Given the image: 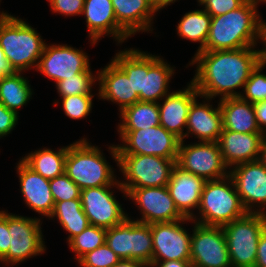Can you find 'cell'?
<instances>
[{
  "label": "cell",
  "instance_id": "obj_1",
  "mask_svg": "<svg viewBox=\"0 0 266 267\" xmlns=\"http://www.w3.org/2000/svg\"><path fill=\"white\" fill-rule=\"evenodd\" d=\"M262 62V49L245 47L234 50L200 51L189 65H195L191 79L201 97L220 99L239 97L251 72ZM235 89V90H234Z\"/></svg>",
  "mask_w": 266,
  "mask_h": 267
},
{
  "label": "cell",
  "instance_id": "obj_2",
  "mask_svg": "<svg viewBox=\"0 0 266 267\" xmlns=\"http://www.w3.org/2000/svg\"><path fill=\"white\" fill-rule=\"evenodd\" d=\"M257 5L246 1L238 9L212 17L202 51L234 50L262 44L263 19Z\"/></svg>",
  "mask_w": 266,
  "mask_h": 267
},
{
  "label": "cell",
  "instance_id": "obj_3",
  "mask_svg": "<svg viewBox=\"0 0 266 267\" xmlns=\"http://www.w3.org/2000/svg\"><path fill=\"white\" fill-rule=\"evenodd\" d=\"M45 44L26 21L0 12V46L15 72H25L32 67L36 70Z\"/></svg>",
  "mask_w": 266,
  "mask_h": 267
},
{
  "label": "cell",
  "instance_id": "obj_4",
  "mask_svg": "<svg viewBox=\"0 0 266 267\" xmlns=\"http://www.w3.org/2000/svg\"><path fill=\"white\" fill-rule=\"evenodd\" d=\"M65 174L81 189L113 185L114 170L98 146L86 138L68 145Z\"/></svg>",
  "mask_w": 266,
  "mask_h": 267
},
{
  "label": "cell",
  "instance_id": "obj_5",
  "mask_svg": "<svg viewBox=\"0 0 266 267\" xmlns=\"http://www.w3.org/2000/svg\"><path fill=\"white\" fill-rule=\"evenodd\" d=\"M198 210L200 217L194 215L193 222L220 227L248 213L230 175L205 182Z\"/></svg>",
  "mask_w": 266,
  "mask_h": 267
},
{
  "label": "cell",
  "instance_id": "obj_6",
  "mask_svg": "<svg viewBox=\"0 0 266 267\" xmlns=\"http://www.w3.org/2000/svg\"><path fill=\"white\" fill-rule=\"evenodd\" d=\"M108 148L125 177L126 181H120V185L126 193L134 188L167 186L170 181L177 159L154 155H118L116 145Z\"/></svg>",
  "mask_w": 266,
  "mask_h": 267
},
{
  "label": "cell",
  "instance_id": "obj_7",
  "mask_svg": "<svg viewBox=\"0 0 266 267\" xmlns=\"http://www.w3.org/2000/svg\"><path fill=\"white\" fill-rule=\"evenodd\" d=\"M222 229L227 240V247L232 267H254L258 240L266 229V214L247 213Z\"/></svg>",
  "mask_w": 266,
  "mask_h": 267
},
{
  "label": "cell",
  "instance_id": "obj_8",
  "mask_svg": "<svg viewBox=\"0 0 266 267\" xmlns=\"http://www.w3.org/2000/svg\"><path fill=\"white\" fill-rule=\"evenodd\" d=\"M117 132L123 143L116 146L118 155H154L177 159L180 139L161 125Z\"/></svg>",
  "mask_w": 266,
  "mask_h": 267
},
{
  "label": "cell",
  "instance_id": "obj_9",
  "mask_svg": "<svg viewBox=\"0 0 266 267\" xmlns=\"http://www.w3.org/2000/svg\"><path fill=\"white\" fill-rule=\"evenodd\" d=\"M41 219L8 213L10 245L8 253L0 260L6 265H16L46 251Z\"/></svg>",
  "mask_w": 266,
  "mask_h": 267
},
{
  "label": "cell",
  "instance_id": "obj_10",
  "mask_svg": "<svg viewBox=\"0 0 266 267\" xmlns=\"http://www.w3.org/2000/svg\"><path fill=\"white\" fill-rule=\"evenodd\" d=\"M180 140L176 165L205 181L229 175L217 142H200L186 145Z\"/></svg>",
  "mask_w": 266,
  "mask_h": 267
},
{
  "label": "cell",
  "instance_id": "obj_11",
  "mask_svg": "<svg viewBox=\"0 0 266 267\" xmlns=\"http://www.w3.org/2000/svg\"><path fill=\"white\" fill-rule=\"evenodd\" d=\"M111 187L118 188L124 194L123 197L127 195L119 180L110 186L81 190L82 208L90 225L109 229L121 224L128 217V214L122 208V204L119 203L113 191H111Z\"/></svg>",
  "mask_w": 266,
  "mask_h": 267
},
{
  "label": "cell",
  "instance_id": "obj_12",
  "mask_svg": "<svg viewBox=\"0 0 266 267\" xmlns=\"http://www.w3.org/2000/svg\"><path fill=\"white\" fill-rule=\"evenodd\" d=\"M192 223L195 224L191 235L192 267H232L222 227Z\"/></svg>",
  "mask_w": 266,
  "mask_h": 267
},
{
  "label": "cell",
  "instance_id": "obj_13",
  "mask_svg": "<svg viewBox=\"0 0 266 267\" xmlns=\"http://www.w3.org/2000/svg\"><path fill=\"white\" fill-rule=\"evenodd\" d=\"M86 54L67 44H45L36 71L55 83L82 72H92Z\"/></svg>",
  "mask_w": 266,
  "mask_h": 267
},
{
  "label": "cell",
  "instance_id": "obj_14",
  "mask_svg": "<svg viewBox=\"0 0 266 267\" xmlns=\"http://www.w3.org/2000/svg\"><path fill=\"white\" fill-rule=\"evenodd\" d=\"M191 221L193 220L184 218L178 221L151 224L152 266L160 261L190 260L191 234L182 227V224Z\"/></svg>",
  "mask_w": 266,
  "mask_h": 267
},
{
  "label": "cell",
  "instance_id": "obj_15",
  "mask_svg": "<svg viewBox=\"0 0 266 267\" xmlns=\"http://www.w3.org/2000/svg\"><path fill=\"white\" fill-rule=\"evenodd\" d=\"M229 175L245 210L266 214V167L259 160L241 163L231 168Z\"/></svg>",
  "mask_w": 266,
  "mask_h": 267
},
{
  "label": "cell",
  "instance_id": "obj_16",
  "mask_svg": "<svg viewBox=\"0 0 266 267\" xmlns=\"http://www.w3.org/2000/svg\"><path fill=\"white\" fill-rule=\"evenodd\" d=\"M131 199L142 213L140 223L154 224L182 220L167 186L131 189L125 198Z\"/></svg>",
  "mask_w": 266,
  "mask_h": 267
},
{
  "label": "cell",
  "instance_id": "obj_17",
  "mask_svg": "<svg viewBox=\"0 0 266 267\" xmlns=\"http://www.w3.org/2000/svg\"><path fill=\"white\" fill-rule=\"evenodd\" d=\"M82 15H85L89 33L87 36L92 45L106 35L112 36L118 44L131 37L117 23L111 0H85Z\"/></svg>",
  "mask_w": 266,
  "mask_h": 267
},
{
  "label": "cell",
  "instance_id": "obj_18",
  "mask_svg": "<svg viewBox=\"0 0 266 267\" xmlns=\"http://www.w3.org/2000/svg\"><path fill=\"white\" fill-rule=\"evenodd\" d=\"M197 97L201 98L191 81L183 90L170 92L162 99V104L158 102L160 125L180 140H184L183 131L187 126L189 108Z\"/></svg>",
  "mask_w": 266,
  "mask_h": 267
},
{
  "label": "cell",
  "instance_id": "obj_19",
  "mask_svg": "<svg viewBox=\"0 0 266 267\" xmlns=\"http://www.w3.org/2000/svg\"><path fill=\"white\" fill-rule=\"evenodd\" d=\"M264 135L223 130L217 143L229 170L238 164L259 160Z\"/></svg>",
  "mask_w": 266,
  "mask_h": 267
},
{
  "label": "cell",
  "instance_id": "obj_20",
  "mask_svg": "<svg viewBox=\"0 0 266 267\" xmlns=\"http://www.w3.org/2000/svg\"><path fill=\"white\" fill-rule=\"evenodd\" d=\"M16 168L26 206L49 219L55 206L50 190V180L34 172L21 159Z\"/></svg>",
  "mask_w": 266,
  "mask_h": 267
},
{
  "label": "cell",
  "instance_id": "obj_21",
  "mask_svg": "<svg viewBox=\"0 0 266 267\" xmlns=\"http://www.w3.org/2000/svg\"><path fill=\"white\" fill-rule=\"evenodd\" d=\"M104 67L96 73L99 81L98 97L119 105L120 112L139 102V95L133 92L131 79H128L126 73L112 59Z\"/></svg>",
  "mask_w": 266,
  "mask_h": 267
},
{
  "label": "cell",
  "instance_id": "obj_22",
  "mask_svg": "<svg viewBox=\"0 0 266 267\" xmlns=\"http://www.w3.org/2000/svg\"><path fill=\"white\" fill-rule=\"evenodd\" d=\"M203 98L204 103L196 98L189 108L185 138L194 135L200 142H217L223 131L220 105L214 108L209 102L212 99Z\"/></svg>",
  "mask_w": 266,
  "mask_h": 267
},
{
  "label": "cell",
  "instance_id": "obj_23",
  "mask_svg": "<svg viewBox=\"0 0 266 267\" xmlns=\"http://www.w3.org/2000/svg\"><path fill=\"white\" fill-rule=\"evenodd\" d=\"M205 180L190 172L174 166L167 188L174 200L178 211L185 217L192 219L194 209L200 204V198Z\"/></svg>",
  "mask_w": 266,
  "mask_h": 267
},
{
  "label": "cell",
  "instance_id": "obj_24",
  "mask_svg": "<svg viewBox=\"0 0 266 267\" xmlns=\"http://www.w3.org/2000/svg\"><path fill=\"white\" fill-rule=\"evenodd\" d=\"M174 71L160 56L144 52V82L139 101L160 102L170 93L168 87Z\"/></svg>",
  "mask_w": 266,
  "mask_h": 267
},
{
  "label": "cell",
  "instance_id": "obj_25",
  "mask_svg": "<svg viewBox=\"0 0 266 267\" xmlns=\"http://www.w3.org/2000/svg\"><path fill=\"white\" fill-rule=\"evenodd\" d=\"M117 23L130 35L149 32L157 12L150 0H111Z\"/></svg>",
  "mask_w": 266,
  "mask_h": 267
},
{
  "label": "cell",
  "instance_id": "obj_26",
  "mask_svg": "<svg viewBox=\"0 0 266 267\" xmlns=\"http://www.w3.org/2000/svg\"><path fill=\"white\" fill-rule=\"evenodd\" d=\"M223 130L240 133H262L258 127L253 104L240 97L219 101Z\"/></svg>",
  "mask_w": 266,
  "mask_h": 267
},
{
  "label": "cell",
  "instance_id": "obj_27",
  "mask_svg": "<svg viewBox=\"0 0 266 267\" xmlns=\"http://www.w3.org/2000/svg\"><path fill=\"white\" fill-rule=\"evenodd\" d=\"M57 149L54 151L45 147L35 150L22 157L21 160L34 172L50 180L65 173L68 145Z\"/></svg>",
  "mask_w": 266,
  "mask_h": 267
},
{
  "label": "cell",
  "instance_id": "obj_28",
  "mask_svg": "<svg viewBox=\"0 0 266 267\" xmlns=\"http://www.w3.org/2000/svg\"><path fill=\"white\" fill-rule=\"evenodd\" d=\"M118 130H143L160 125L158 102H136L120 112Z\"/></svg>",
  "mask_w": 266,
  "mask_h": 267
},
{
  "label": "cell",
  "instance_id": "obj_29",
  "mask_svg": "<svg viewBox=\"0 0 266 267\" xmlns=\"http://www.w3.org/2000/svg\"><path fill=\"white\" fill-rule=\"evenodd\" d=\"M22 74L15 72L0 81V103L17 114L18 109L25 106L33 95L29 80Z\"/></svg>",
  "mask_w": 266,
  "mask_h": 267
},
{
  "label": "cell",
  "instance_id": "obj_30",
  "mask_svg": "<svg viewBox=\"0 0 266 267\" xmlns=\"http://www.w3.org/2000/svg\"><path fill=\"white\" fill-rule=\"evenodd\" d=\"M212 17L204 10L198 9L185 13L177 24V34L183 39L198 42L200 46L197 52L205 48Z\"/></svg>",
  "mask_w": 266,
  "mask_h": 267
},
{
  "label": "cell",
  "instance_id": "obj_31",
  "mask_svg": "<svg viewBox=\"0 0 266 267\" xmlns=\"http://www.w3.org/2000/svg\"><path fill=\"white\" fill-rule=\"evenodd\" d=\"M112 60L126 73L128 79H131L133 92L140 95L144 82V52L126 48L117 52Z\"/></svg>",
  "mask_w": 266,
  "mask_h": 267
},
{
  "label": "cell",
  "instance_id": "obj_32",
  "mask_svg": "<svg viewBox=\"0 0 266 267\" xmlns=\"http://www.w3.org/2000/svg\"><path fill=\"white\" fill-rule=\"evenodd\" d=\"M105 242L120 259H131L132 218L128 216L121 224L107 229Z\"/></svg>",
  "mask_w": 266,
  "mask_h": 267
},
{
  "label": "cell",
  "instance_id": "obj_33",
  "mask_svg": "<svg viewBox=\"0 0 266 267\" xmlns=\"http://www.w3.org/2000/svg\"><path fill=\"white\" fill-rule=\"evenodd\" d=\"M153 237L151 224L140 223L132 219L131 259L152 263Z\"/></svg>",
  "mask_w": 266,
  "mask_h": 267
},
{
  "label": "cell",
  "instance_id": "obj_34",
  "mask_svg": "<svg viewBox=\"0 0 266 267\" xmlns=\"http://www.w3.org/2000/svg\"><path fill=\"white\" fill-rule=\"evenodd\" d=\"M107 229L89 225L81 234L73 237L69 242V248L75 253L77 262L88 252L105 243Z\"/></svg>",
  "mask_w": 266,
  "mask_h": 267
},
{
  "label": "cell",
  "instance_id": "obj_35",
  "mask_svg": "<svg viewBox=\"0 0 266 267\" xmlns=\"http://www.w3.org/2000/svg\"><path fill=\"white\" fill-rule=\"evenodd\" d=\"M97 81V75L92 72H82L73 77L65 78L55 84L59 97L71 95L92 94L93 83Z\"/></svg>",
  "mask_w": 266,
  "mask_h": 267
},
{
  "label": "cell",
  "instance_id": "obj_36",
  "mask_svg": "<svg viewBox=\"0 0 266 267\" xmlns=\"http://www.w3.org/2000/svg\"><path fill=\"white\" fill-rule=\"evenodd\" d=\"M265 66L266 63L262 61L251 72L244 85V92L239 96L241 99L252 104L266 100V74L261 73Z\"/></svg>",
  "mask_w": 266,
  "mask_h": 267
},
{
  "label": "cell",
  "instance_id": "obj_37",
  "mask_svg": "<svg viewBox=\"0 0 266 267\" xmlns=\"http://www.w3.org/2000/svg\"><path fill=\"white\" fill-rule=\"evenodd\" d=\"M93 94L71 95L62 97V107L67 117L71 119H82L90 115L92 110Z\"/></svg>",
  "mask_w": 266,
  "mask_h": 267
},
{
  "label": "cell",
  "instance_id": "obj_38",
  "mask_svg": "<svg viewBox=\"0 0 266 267\" xmlns=\"http://www.w3.org/2000/svg\"><path fill=\"white\" fill-rule=\"evenodd\" d=\"M121 259L116 255L106 242L98 248L85 254L79 261L82 267H112Z\"/></svg>",
  "mask_w": 266,
  "mask_h": 267
},
{
  "label": "cell",
  "instance_id": "obj_39",
  "mask_svg": "<svg viewBox=\"0 0 266 267\" xmlns=\"http://www.w3.org/2000/svg\"><path fill=\"white\" fill-rule=\"evenodd\" d=\"M50 190L54 202L80 199L81 189L64 173L50 179Z\"/></svg>",
  "mask_w": 266,
  "mask_h": 267
},
{
  "label": "cell",
  "instance_id": "obj_40",
  "mask_svg": "<svg viewBox=\"0 0 266 267\" xmlns=\"http://www.w3.org/2000/svg\"><path fill=\"white\" fill-rule=\"evenodd\" d=\"M246 0H205L200 5L211 16L226 14L241 7Z\"/></svg>",
  "mask_w": 266,
  "mask_h": 267
},
{
  "label": "cell",
  "instance_id": "obj_41",
  "mask_svg": "<svg viewBox=\"0 0 266 267\" xmlns=\"http://www.w3.org/2000/svg\"><path fill=\"white\" fill-rule=\"evenodd\" d=\"M52 12L64 16H75L83 13L85 0H47Z\"/></svg>",
  "mask_w": 266,
  "mask_h": 267
},
{
  "label": "cell",
  "instance_id": "obj_42",
  "mask_svg": "<svg viewBox=\"0 0 266 267\" xmlns=\"http://www.w3.org/2000/svg\"><path fill=\"white\" fill-rule=\"evenodd\" d=\"M72 216H86L80 199H72L68 201L56 202L54 210L49 217L54 219L55 217H72Z\"/></svg>",
  "mask_w": 266,
  "mask_h": 267
},
{
  "label": "cell",
  "instance_id": "obj_43",
  "mask_svg": "<svg viewBox=\"0 0 266 267\" xmlns=\"http://www.w3.org/2000/svg\"><path fill=\"white\" fill-rule=\"evenodd\" d=\"M55 219H58L63 229L69 233L67 242L81 234L90 225L87 216L56 217Z\"/></svg>",
  "mask_w": 266,
  "mask_h": 267
},
{
  "label": "cell",
  "instance_id": "obj_44",
  "mask_svg": "<svg viewBox=\"0 0 266 267\" xmlns=\"http://www.w3.org/2000/svg\"><path fill=\"white\" fill-rule=\"evenodd\" d=\"M19 117L15 111L9 110L0 103V139L14 130Z\"/></svg>",
  "mask_w": 266,
  "mask_h": 267
},
{
  "label": "cell",
  "instance_id": "obj_45",
  "mask_svg": "<svg viewBox=\"0 0 266 267\" xmlns=\"http://www.w3.org/2000/svg\"><path fill=\"white\" fill-rule=\"evenodd\" d=\"M10 232L8 230V213L0 211V260L8 253L10 245Z\"/></svg>",
  "mask_w": 266,
  "mask_h": 267
},
{
  "label": "cell",
  "instance_id": "obj_46",
  "mask_svg": "<svg viewBox=\"0 0 266 267\" xmlns=\"http://www.w3.org/2000/svg\"><path fill=\"white\" fill-rule=\"evenodd\" d=\"M253 108L260 131L266 134V100L254 103Z\"/></svg>",
  "mask_w": 266,
  "mask_h": 267
},
{
  "label": "cell",
  "instance_id": "obj_47",
  "mask_svg": "<svg viewBox=\"0 0 266 267\" xmlns=\"http://www.w3.org/2000/svg\"><path fill=\"white\" fill-rule=\"evenodd\" d=\"M254 267H266V229L260 235Z\"/></svg>",
  "mask_w": 266,
  "mask_h": 267
},
{
  "label": "cell",
  "instance_id": "obj_48",
  "mask_svg": "<svg viewBox=\"0 0 266 267\" xmlns=\"http://www.w3.org/2000/svg\"><path fill=\"white\" fill-rule=\"evenodd\" d=\"M15 71L11 67L9 61L5 58L3 49L0 46V74L5 77L14 74Z\"/></svg>",
  "mask_w": 266,
  "mask_h": 267
},
{
  "label": "cell",
  "instance_id": "obj_49",
  "mask_svg": "<svg viewBox=\"0 0 266 267\" xmlns=\"http://www.w3.org/2000/svg\"><path fill=\"white\" fill-rule=\"evenodd\" d=\"M112 267H153L151 263L133 259H121Z\"/></svg>",
  "mask_w": 266,
  "mask_h": 267
},
{
  "label": "cell",
  "instance_id": "obj_50",
  "mask_svg": "<svg viewBox=\"0 0 266 267\" xmlns=\"http://www.w3.org/2000/svg\"><path fill=\"white\" fill-rule=\"evenodd\" d=\"M153 267H192L190 260H168L157 262Z\"/></svg>",
  "mask_w": 266,
  "mask_h": 267
},
{
  "label": "cell",
  "instance_id": "obj_51",
  "mask_svg": "<svg viewBox=\"0 0 266 267\" xmlns=\"http://www.w3.org/2000/svg\"><path fill=\"white\" fill-rule=\"evenodd\" d=\"M152 5L156 8V10L159 12V10L167 7L168 5H171V3L176 2L177 0H150Z\"/></svg>",
  "mask_w": 266,
  "mask_h": 267
},
{
  "label": "cell",
  "instance_id": "obj_52",
  "mask_svg": "<svg viewBox=\"0 0 266 267\" xmlns=\"http://www.w3.org/2000/svg\"><path fill=\"white\" fill-rule=\"evenodd\" d=\"M262 43H263V46L262 47V61L264 63H266V22L265 20L263 21V32H262Z\"/></svg>",
  "mask_w": 266,
  "mask_h": 267
},
{
  "label": "cell",
  "instance_id": "obj_53",
  "mask_svg": "<svg viewBox=\"0 0 266 267\" xmlns=\"http://www.w3.org/2000/svg\"><path fill=\"white\" fill-rule=\"evenodd\" d=\"M259 161L266 167V134L264 135L262 140Z\"/></svg>",
  "mask_w": 266,
  "mask_h": 267
},
{
  "label": "cell",
  "instance_id": "obj_54",
  "mask_svg": "<svg viewBox=\"0 0 266 267\" xmlns=\"http://www.w3.org/2000/svg\"><path fill=\"white\" fill-rule=\"evenodd\" d=\"M246 1L253 2V3H256L258 5H259L260 2L266 3V0H246Z\"/></svg>",
  "mask_w": 266,
  "mask_h": 267
},
{
  "label": "cell",
  "instance_id": "obj_55",
  "mask_svg": "<svg viewBox=\"0 0 266 267\" xmlns=\"http://www.w3.org/2000/svg\"><path fill=\"white\" fill-rule=\"evenodd\" d=\"M198 1V3H199V6H200V4L203 2V1H205V0H197Z\"/></svg>",
  "mask_w": 266,
  "mask_h": 267
}]
</instances>
